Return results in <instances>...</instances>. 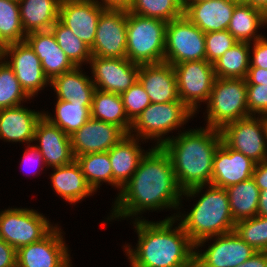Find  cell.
<instances>
[{
	"mask_svg": "<svg viewBox=\"0 0 267 267\" xmlns=\"http://www.w3.org/2000/svg\"><path fill=\"white\" fill-rule=\"evenodd\" d=\"M88 185L96 192L102 182L113 186V172L108 152L83 154L75 157Z\"/></svg>",
	"mask_w": 267,
	"mask_h": 267,
	"instance_id": "836d02e7",
	"label": "cell"
},
{
	"mask_svg": "<svg viewBox=\"0 0 267 267\" xmlns=\"http://www.w3.org/2000/svg\"><path fill=\"white\" fill-rule=\"evenodd\" d=\"M128 119L133 122L150 104L149 95L138 80L129 89L120 94Z\"/></svg>",
	"mask_w": 267,
	"mask_h": 267,
	"instance_id": "ab89813d",
	"label": "cell"
},
{
	"mask_svg": "<svg viewBox=\"0 0 267 267\" xmlns=\"http://www.w3.org/2000/svg\"><path fill=\"white\" fill-rule=\"evenodd\" d=\"M53 228L44 215L33 209L10 208L0 213V238L16 250L40 241Z\"/></svg>",
	"mask_w": 267,
	"mask_h": 267,
	"instance_id": "9c48e42d",
	"label": "cell"
},
{
	"mask_svg": "<svg viewBox=\"0 0 267 267\" xmlns=\"http://www.w3.org/2000/svg\"><path fill=\"white\" fill-rule=\"evenodd\" d=\"M189 1H208V0H189Z\"/></svg>",
	"mask_w": 267,
	"mask_h": 267,
	"instance_id": "9f6ffc18",
	"label": "cell"
},
{
	"mask_svg": "<svg viewBox=\"0 0 267 267\" xmlns=\"http://www.w3.org/2000/svg\"><path fill=\"white\" fill-rule=\"evenodd\" d=\"M192 116L194 113L183 102L151 103L132 122L129 134L135 131L138 140L155 138L156 146L160 147L163 144L161 136L184 125Z\"/></svg>",
	"mask_w": 267,
	"mask_h": 267,
	"instance_id": "52a82bcc",
	"label": "cell"
},
{
	"mask_svg": "<svg viewBox=\"0 0 267 267\" xmlns=\"http://www.w3.org/2000/svg\"><path fill=\"white\" fill-rule=\"evenodd\" d=\"M209 189L197 201L187 215L181 217V225L195 248L202 247L214 236L233 232L235 221L232 217L226 189L209 184Z\"/></svg>",
	"mask_w": 267,
	"mask_h": 267,
	"instance_id": "277c9868",
	"label": "cell"
},
{
	"mask_svg": "<svg viewBox=\"0 0 267 267\" xmlns=\"http://www.w3.org/2000/svg\"><path fill=\"white\" fill-rule=\"evenodd\" d=\"M43 115L22 105L0 109V138L30 145L34 140L37 123Z\"/></svg>",
	"mask_w": 267,
	"mask_h": 267,
	"instance_id": "cb8c5ba5",
	"label": "cell"
},
{
	"mask_svg": "<svg viewBox=\"0 0 267 267\" xmlns=\"http://www.w3.org/2000/svg\"><path fill=\"white\" fill-rule=\"evenodd\" d=\"M75 67L55 77L50 85L53 86L57 99L76 104H92L93 94L96 90L91 78Z\"/></svg>",
	"mask_w": 267,
	"mask_h": 267,
	"instance_id": "484cf974",
	"label": "cell"
},
{
	"mask_svg": "<svg viewBox=\"0 0 267 267\" xmlns=\"http://www.w3.org/2000/svg\"><path fill=\"white\" fill-rule=\"evenodd\" d=\"M134 134H127L109 151V159L113 172V186L123 187L135 173L141 158L146 154L138 145Z\"/></svg>",
	"mask_w": 267,
	"mask_h": 267,
	"instance_id": "d4e9b609",
	"label": "cell"
},
{
	"mask_svg": "<svg viewBox=\"0 0 267 267\" xmlns=\"http://www.w3.org/2000/svg\"><path fill=\"white\" fill-rule=\"evenodd\" d=\"M24 99L27 100L30 97L21 88L13 69L5 62V58L0 56V109L19 106Z\"/></svg>",
	"mask_w": 267,
	"mask_h": 267,
	"instance_id": "8d00e7d4",
	"label": "cell"
},
{
	"mask_svg": "<svg viewBox=\"0 0 267 267\" xmlns=\"http://www.w3.org/2000/svg\"><path fill=\"white\" fill-rule=\"evenodd\" d=\"M127 11L105 9L99 18L92 56L126 58Z\"/></svg>",
	"mask_w": 267,
	"mask_h": 267,
	"instance_id": "7c38bea8",
	"label": "cell"
},
{
	"mask_svg": "<svg viewBox=\"0 0 267 267\" xmlns=\"http://www.w3.org/2000/svg\"><path fill=\"white\" fill-rule=\"evenodd\" d=\"M129 12L167 23L183 15V10L173 0H134Z\"/></svg>",
	"mask_w": 267,
	"mask_h": 267,
	"instance_id": "74e56055",
	"label": "cell"
},
{
	"mask_svg": "<svg viewBox=\"0 0 267 267\" xmlns=\"http://www.w3.org/2000/svg\"><path fill=\"white\" fill-rule=\"evenodd\" d=\"M127 134L112 123L90 118L71 136L74 157L109 151Z\"/></svg>",
	"mask_w": 267,
	"mask_h": 267,
	"instance_id": "ac0fdd59",
	"label": "cell"
},
{
	"mask_svg": "<svg viewBox=\"0 0 267 267\" xmlns=\"http://www.w3.org/2000/svg\"><path fill=\"white\" fill-rule=\"evenodd\" d=\"M239 0L189 1L183 14L204 33L227 30Z\"/></svg>",
	"mask_w": 267,
	"mask_h": 267,
	"instance_id": "7402d4cb",
	"label": "cell"
},
{
	"mask_svg": "<svg viewBox=\"0 0 267 267\" xmlns=\"http://www.w3.org/2000/svg\"><path fill=\"white\" fill-rule=\"evenodd\" d=\"M253 56L250 57V67L267 69V38L262 37L253 42ZM252 58V59H251Z\"/></svg>",
	"mask_w": 267,
	"mask_h": 267,
	"instance_id": "7bdbcfd3",
	"label": "cell"
},
{
	"mask_svg": "<svg viewBox=\"0 0 267 267\" xmlns=\"http://www.w3.org/2000/svg\"><path fill=\"white\" fill-rule=\"evenodd\" d=\"M206 60L205 33L184 14L166 26L164 62Z\"/></svg>",
	"mask_w": 267,
	"mask_h": 267,
	"instance_id": "ba28073f",
	"label": "cell"
},
{
	"mask_svg": "<svg viewBox=\"0 0 267 267\" xmlns=\"http://www.w3.org/2000/svg\"><path fill=\"white\" fill-rule=\"evenodd\" d=\"M89 64L96 89L121 94L138 81L140 65L127 58L92 56Z\"/></svg>",
	"mask_w": 267,
	"mask_h": 267,
	"instance_id": "9a60e30c",
	"label": "cell"
},
{
	"mask_svg": "<svg viewBox=\"0 0 267 267\" xmlns=\"http://www.w3.org/2000/svg\"><path fill=\"white\" fill-rule=\"evenodd\" d=\"M247 105L250 115L267 116V85H246Z\"/></svg>",
	"mask_w": 267,
	"mask_h": 267,
	"instance_id": "b9f144b4",
	"label": "cell"
},
{
	"mask_svg": "<svg viewBox=\"0 0 267 267\" xmlns=\"http://www.w3.org/2000/svg\"><path fill=\"white\" fill-rule=\"evenodd\" d=\"M90 110L91 118L115 124L129 134L132 122L126 116L120 94L96 89Z\"/></svg>",
	"mask_w": 267,
	"mask_h": 267,
	"instance_id": "f546056e",
	"label": "cell"
},
{
	"mask_svg": "<svg viewBox=\"0 0 267 267\" xmlns=\"http://www.w3.org/2000/svg\"><path fill=\"white\" fill-rule=\"evenodd\" d=\"M103 2L101 5L105 9H115V10H126L129 11V9L132 7L134 0H101Z\"/></svg>",
	"mask_w": 267,
	"mask_h": 267,
	"instance_id": "681fc988",
	"label": "cell"
},
{
	"mask_svg": "<svg viewBox=\"0 0 267 267\" xmlns=\"http://www.w3.org/2000/svg\"><path fill=\"white\" fill-rule=\"evenodd\" d=\"M250 43L237 42L214 63L217 78L245 79L250 67Z\"/></svg>",
	"mask_w": 267,
	"mask_h": 267,
	"instance_id": "1f68e13d",
	"label": "cell"
},
{
	"mask_svg": "<svg viewBox=\"0 0 267 267\" xmlns=\"http://www.w3.org/2000/svg\"><path fill=\"white\" fill-rule=\"evenodd\" d=\"M182 193L170 157L161 146H155L141 158L133 176L121 187L110 217H136L145 210L177 209Z\"/></svg>",
	"mask_w": 267,
	"mask_h": 267,
	"instance_id": "6da1fadb",
	"label": "cell"
},
{
	"mask_svg": "<svg viewBox=\"0 0 267 267\" xmlns=\"http://www.w3.org/2000/svg\"><path fill=\"white\" fill-rule=\"evenodd\" d=\"M29 146H28L27 150L24 152V155L22 157L23 158L22 163L26 167H29V168H31L34 163H36V164L38 163V165L44 163L43 165H45L43 156H42L41 152L39 151V149L35 145L34 146L29 145ZM29 164H31V165H29ZM35 168H37V166ZM32 172H34L36 174L37 171H32Z\"/></svg>",
	"mask_w": 267,
	"mask_h": 267,
	"instance_id": "bcb514c9",
	"label": "cell"
},
{
	"mask_svg": "<svg viewBox=\"0 0 267 267\" xmlns=\"http://www.w3.org/2000/svg\"><path fill=\"white\" fill-rule=\"evenodd\" d=\"M267 25V16L251 5L239 1L235 5L227 30L238 42L256 41L264 36L257 35L258 28ZM253 39V40H252Z\"/></svg>",
	"mask_w": 267,
	"mask_h": 267,
	"instance_id": "f1b7e54d",
	"label": "cell"
},
{
	"mask_svg": "<svg viewBox=\"0 0 267 267\" xmlns=\"http://www.w3.org/2000/svg\"><path fill=\"white\" fill-rule=\"evenodd\" d=\"M226 191L235 222L257 216L260 189L252 177L227 187Z\"/></svg>",
	"mask_w": 267,
	"mask_h": 267,
	"instance_id": "4dcf8cb0",
	"label": "cell"
},
{
	"mask_svg": "<svg viewBox=\"0 0 267 267\" xmlns=\"http://www.w3.org/2000/svg\"><path fill=\"white\" fill-rule=\"evenodd\" d=\"M234 231L256 251H267V217L257 215L237 221Z\"/></svg>",
	"mask_w": 267,
	"mask_h": 267,
	"instance_id": "f35d334b",
	"label": "cell"
},
{
	"mask_svg": "<svg viewBox=\"0 0 267 267\" xmlns=\"http://www.w3.org/2000/svg\"><path fill=\"white\" fill-rule=\"evenodd\" d=\"M167 22L127 11L126 58L136 64L164 62Z\"/></svg>",
	"mask_w": 267,
	"mask_h": 267,
	"instance_id": "5b68a950",
	"label": "cell"
},
{
	"mask_svg": "<svg viewBox=\"0 0 267 267\" xmlns=\"http://www.w3.org/2000/svg\"><path fill=\"white\" fill-rule=\"evenodd\" d=\"M104 10L98 0H61L59 20L91 48Z\"/></svg>",
	"mask_w": 267,
	"mask_h": 267,
	"instance_id": "e0dca14e",
	"label": "cell"
},
{
	"mask_svg": "<svg viewBox=\"0 0 267 267\" xmlns=\"http://www.w3.org/2000/svg\"><path fill=\"white\" fill-rule=\"evenodd\" d=\"M57 44L64 51L70 61L76 66L89 62L92 58L90 47L65 26L59 19L51 26Z\"/></svg>",
	"mask_w": 267,
	"mask_h": 267,
	"instance_id": "e575fe53",
	"label": "cell"
},
{
	"mask_svg": "<svg viewBox=\"0 0 267 267\" xmlns=\"http://www.w3.org/2000/svg\"><path fill=\"white\" fill-rule=\"evenodd\" d=\"M256 162L223 141L213 159L211 185L226 189L252 177Z\"/></svg>",
	"mask_w": 267,
	"mask_h": 267,
	"instance_id": "d6986e66",
	"label": "cell"
},
{
	"mask_svg": "<svg viewBox=\"0 0 267 267\" xmlns=\"http://www.w3.org/2000/svg\"><path fill=\"white\" fill-rule=\"evenodd\" d=\"M0 56L11 57V61L5 62L13 69L21 88L29 97L37 95L38 91L50 83L40 59L26 41L5 45Z\"/></svg>",
	"mask_w": 267,
	"mask_h": 267,
	"instance_id": "4fadbf2b",
	"label": "cell"
},
{
	"mask_svg": "<svg viewBox=\"0 0 267 267\" xmlns=\"http://www.w3.org/2000/svg\"><path fill=\"white\" fill-rule=\"evenodd\" d=\"M252 178L260 191L267 189V160L256 163Z\"/></svg>",
	"mask_w": 267,
	"mask_h": 267,
	"instance_id": "7dc6e473",
	"label": "cell"
},
{
	"mask_svg": "<svg viewBox=\"0 0 267 267\" xmlns=\"http://www.w3.org/2000/svg\"><path fill=\"white\" fill-rule=\"evenodd\" d=\"M207 103V127L220 130L230 122L251 116L246 79L216 77Z\"/></svg>",
	"mask_w": 267,
	"mask_h": 267,
	"instance_id": "8992f818",
	"label": "cell"
},
{
	"mask_svg": "<svg viewBox=\"0 0 267 267\" xmlns=\"http://www.w3.org/2000/svg\"><path fill=\"white\" fill-rule=\"evenodd\" d=\"M214 240L205 252H195V267H237L256 252L235 231Z\"/></svg>",
	"mask_w": 267,
	"mask_h": 267,
	"instance_id": "2e32d148",
	"label": "cell"
},
{
	"mask_svg": "<svg viewBox=\"0 0 267 267\" xmlns=\"http://www.w3.org/2000/svg\"><path fill=\"white\" fill-rule=\"evenodd\" d=\"M222 142L219 129H191L163 139L161 147L170 157L182 195L196 196L211 184L213 159Z\"/></svg>",
	"mask_w": 267,
	"mask_h": 267,
	"instance_id": "7a4b0ae2",
	"label": "cell"
},
{
	"mask_svg": "<svg viewBox=\"0 0 267 267\" xmlns=\"http://www.w3.org/2000/svg\"><path fill=\"white\" fill-rule=\"evenodd\" d=\"M51 183L57 194L69 203H78L94 193L88 185L79 164L74 160L70 164L54 167Z\"/></svg>",
	"mask_w": 267,
	"mask_h": 267,
	"instance_id": "4316f807",
	"label": "cell"
},
{
	"mask_svg": "<svg viewBox=\"0 0 267 267\" xmlns=\"http://www.w3.org/2000/svg\"><path fill=\"white\" fill-rule=\"evenodd\" d=\"M249 117L230 122L220 129L222 141L256 163L267 160L265 116Z\"/></svg>",
	"mask_w": 267,
	"mask_h": 267,
	"instance_id": "30bf717a",
	"label": "cell"
},
{
	"mask_svg": "<svg viewBox=\"0 0 267 267\" xmlns=\"http://www.w3.org/2000/svg\"><path fill=\"white\" fill-rule=\"evenodd\" d=\"M25 41L40 59L44 74L50 82L76 67L59 47L51 30L30 32Z\"/></svg>",
	"mask_w": 267,
	"mask_h": 267,
	"instance_id": "603a6c76",
	"label": "cell"
},
{
	"mask_svg": "<svg viewBox=\"0 0 267 267\" xmlns=\"http://www.w3.org/2000/svg\"><path fill=\"white\" fill-rule=\"evenodd\" d=\"M257 215L267 217V189L260 191Z\"/></svg>",
	"mask_w": 267,
	"mask_h": 267,
	"instance_id": "f907efd6",
	"label": "cell"
},
{
	"mask_svg": "<svg viewBox=\"0 0 267 267\" xmlns=\"http://www.w3.org/2000/svg\"><path fill=\"white\" fill-rule=\"evenodd\" d=\"M61 0H19L20 20L26 34L48 31L59 19Z\"/></svg>",
	"mask_w": 267,
	"mask_h": 267,
	"instance_id": "83f0119b",
	"label": "cell"
},
{
	"mask_svg": "<svg viewBox=\"0 0 267 267\" xmlns=\"http://www.w3.org/2000/svg\"><path fill=\"white\" fill-rule=\"evenodd\" d=\"M91 105L92 104H76L57 100L54 115L56 118L46 113H44V116L52 124L71 136L91 118Z\"/></svg>",
	"mask_w": 267,
	"mask_h": 267,
	"instance_id": "d6a6232c",
	"label": "cell"
},
{
	"mask_svg": "<svg viewBox=\"0 0 267 267\" xmlns=\"http://www.w3.org/2000/svg\"><path fill=\"white\" fill-rule=\"evenodd\" d=\"M4 46L5 44L0 40V54L2 53Z\"/></svg>",
	"mask_w": 267,
	"mask_h": 267,
	"instance_id": "11a10c76",
	"label": "cell"
},
{
	"mask_svg": "<svg viewBox=\"0 0 267 267\" xmlns=\"http://www.w3.org/2000/svg\"><path fill=\"white\" fill-rule=\"evenodd\" d=\"M39 140L36 147L41 152L45 166L60 167L75 160L71 138L63 130L52 124L43 115L38 121L33 141Z\"/></svg>",
	"mask_w": 267,
	"mask_h": 267,
	"instance_id": "ffe728a7",
	"label": "cell"
},
{
	"mask_svg": "<svg viewBox=\"0 0 267 267\" xmlns=\"http://www.w3.org/2000/svg\"><path fill=\"white\" fill-rule=\"evenodd\" d=\"M241 2L251 5L267 16V0H240Z\"/></svg>",
	"mask_w": 267,
	"mask_h": 267,
	"instance_id": "816d5d0a",
	"label": "cell"
},
{
	"mask_svg": "<svg viewBox=\"0 0 267 267\" xmlns=\"http://www.w3.org/2000/svg\"><path fill=\"white\" fill-rule=\"evenodd\" d=\"M237 42L228 30L205 33L206 60L213 64Z\"/></svg>",
	"mask_w": 267,
	"mask_h": 267,
	"instance_id": "60d3db41",
	"label": "cell"
},
{
	"mask_svg": "<svg viewBox=\"0 0 267 267\" xmlns=\"http://www.w3.org/2000/svg\"><path fill=\"white\" fill-rule=\"evenodd\" d=\"M183 11L187 8L189 0H173Z\"/></svg>",
	"mask_w": 267,
	"mask_h": 267,
	"instance_id": "f5cc1de1",
	"label": "cell"
},
{
	"mask_svg": "<svg viewBox=\"0 0 267 267\" xmlns=\"http://www.w3.org/2000/svg\"><path fill=\"white\" fill-rule=\"evenodd\" d=\"M179 99L195 114L198 103L207 102L215 80L214 66L207 60L173 65Z\"/></svg>",
	"mask_w": 267,
	"mask_h": 267,
	"instance_id": "8fae6325",
	"label": "cell"
},
{
	"mask_svg": "<svg viewBox=\"0 0 267 267\" xmlns=\"http://www.w3.org/2000/svg\"><path fill=\"white\" fill-rule=\"evenodd\" d=\"M26 35L20 20L18 1L0 0V40L5 45L23 42Z\"/></svg>",
	"mask_w": 267,
	"mask_h": 267,
	"instance_id": "d590c367",
	"label": "cell"
},
{
	"mask_svg": "<svg viewBox=\"0 0 267 267\" xmlns=\"http://www.w3.org/2000/svg\"><path fill=\"white\" fill-rule=\"evenodd\" d=\"M176 216L159 222L135 219L138 244L126 247L131 267H195V244L179 223L171 229Z\"/></svg>",
	"mask_w": 267,
	"mask_h": 267,
	"instance_id": "3957f363",
	"label": "cell"
},
{
	"mask_svg": "<svg viewBox=\"0 0 267 267\" xmlns=\"http://www.w3.org/2000/svg\"><path fill=\"white\" fill-rule=\"evenodd\" d=\"M138 80L149 95L151 103L182 102L178 95L173 65L165 62L141 64Z\"/></svg>",
	"mask_w": 267,
	"mask_h": 267,
	"instance_id": "44dd1931",
	"label": "cell"
},
{
	"mask_svg": "<svg viewBox=\"0 0 267 267\" xmlns=\"http://www.w3.org/2000/svg\"><path fill=\"white\" fill-rule=\"evenodd\" d=\"M237 267H267V251H256L253 256Z\"/></svg>",
	"mask_w": 267,
	"mask_h": 267,
	"instance_id": "c3c4849f",
	"label": "cell"
},
{
	"mask_svg": "<svg viewBox=\"0 0 267 267\" xmlns=\"http://www.w3.org/2000/svg\"><path fill=\"white\" fill-rule=\"evenodd\" d=\"M57 226L40 241L20 247L16 267H70L68 247Z\"/></svg>",
	"mask_w": 267,
	"mask_h": 267,
	"instance_id": "5bb4252c",
	"label": "cell"
},
{
	"mask_svg": "<svg viewBox=\"0 0 267 267\" xmlns=\"http://www.w3.org/2000/svg\"><path fill=\"white\" fill-rule=\"evenodd\" d=\"M245 79L246 85H267V69L249 67Z\"/></svg>",
	"mask_w": 267,
	"mask_h": 267,
	"instance_id": "f6af8a7d",
	"label": "cell"
},
{
	"mask_svg": "<svg viewBox=\"0 0 267 267\" xmlns=\"http://www.w3.org/2000/svg\"><path fill=\"white\" fill-rule=\"evenodd\" d=\"M17 250L0 238V267H16Z\"/></svg>",
	"mask_w": 267,
	"mask_h": 267,
	"instance_id": "ee69618b",
	"label": "cell"
},
{
	"mask_svg": "<svg viewBox=\"0 0 267 267\" xmlns=\"http://www.w3.org/2000/svg\"><path fill=\"white\" fill-rule=\"evenodd\" d=\"M265 133H266V142H267V116H265Z\"/></svg>",
	"mask_w": 267,
	"mask_h": 267,
	"instance_id": "db71d44e",
	"label": "cell"
}]
</instances>
